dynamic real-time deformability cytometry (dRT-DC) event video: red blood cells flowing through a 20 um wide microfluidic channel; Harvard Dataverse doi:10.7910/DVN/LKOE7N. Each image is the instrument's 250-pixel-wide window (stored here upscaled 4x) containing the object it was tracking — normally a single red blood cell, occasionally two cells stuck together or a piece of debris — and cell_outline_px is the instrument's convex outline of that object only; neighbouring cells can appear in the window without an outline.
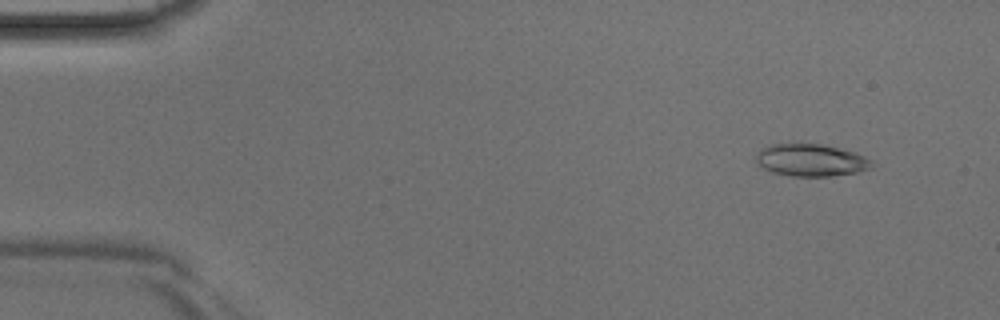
{"species": "Egyptian fruit bat (a non-hibernating species)", "species_latin": "Rousettus aegyptiacus", "temperature_condition": "room temperature", "stored_images_in_passage": 44, "camera_frame_rate_fps": 3000, "um_per_image_px": 0.085, "animal": {"sex": "male"}, "frame": {"image": 1, "passage_image": 4, "time_ms": 1.0, "image_size_px": [1000, 320], "cell_outline_px": [[872, 168], [856, 172], [832, 176], [788, 176], [772, 172], [756, 164], [756, 156], [764, 148], [772, 144], [820, 144], [852, 152], [864, 156], [872, 160]], "centroid_in_image_um": [68.92, 13.63], "position_along_channel_um": 16.1, "area_um2": 21.44}}
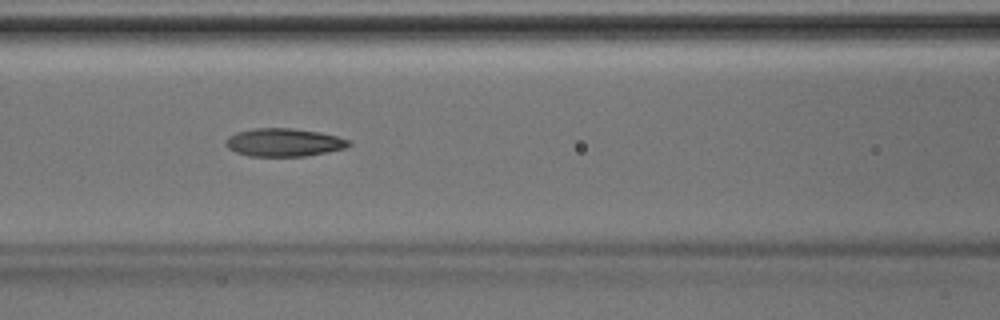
{"frame": {"image": 2, "passage_image": 19, "time_ms": 6.0, "image_size_px": [1000, 320], "cell_outline_px": [[352, 144], [344, 148], [328, 152], [304, 156], [248, 156], [236, 152], [228, 148], [224, 144], [224, 140], [228, 136], [236, 132], [252, 128], [292, 128], [320, 132], [352, 140]], "centroid_in_image_um": [24.11, 12.1], "position_along_channel_um": 142.5, "area_um2": 20.35}}
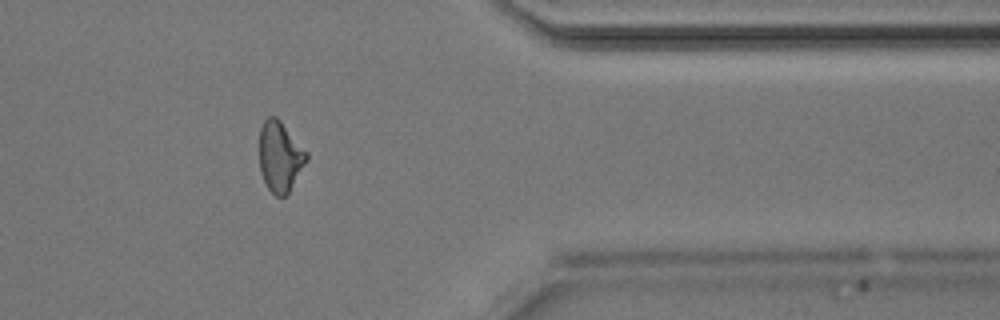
{"frame": {"image": 3, "passage_image": 36, "time_ms": 11.667, "image_size_px": [1000, 320], "cell_outline_px": [[308, 160], [288, 192], [284, 196], [276, 196], [268, 188], [260, 172], [260, 128], [264, 120], [268, 116], [276, 116], [280, 120], [308, 152]], "centroid_in_image_um": [23.81, 13.28], "position_along_channel_um": 387.6, "area_um2": 19.25}}